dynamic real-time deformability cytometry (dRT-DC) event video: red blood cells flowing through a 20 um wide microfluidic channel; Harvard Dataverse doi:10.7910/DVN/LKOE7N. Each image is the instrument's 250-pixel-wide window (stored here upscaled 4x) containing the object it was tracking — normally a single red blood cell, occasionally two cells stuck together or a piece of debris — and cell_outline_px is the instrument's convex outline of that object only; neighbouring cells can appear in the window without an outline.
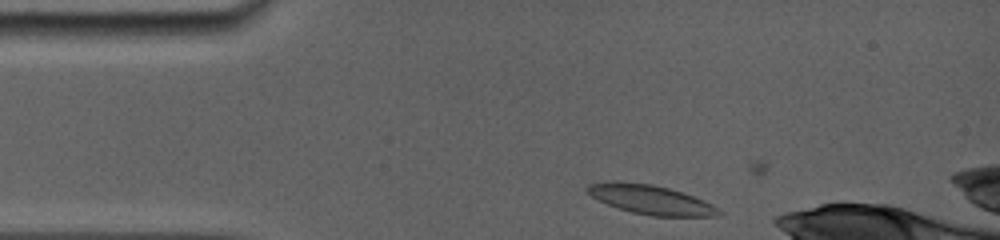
{"species": "common noctule bat (a hibernating species)", "species_latin": "Nyctalus noctula", "temperature_condition": "room temperature", "stored_images_in_passage": 9, "camera_frame_rate_fps": 5000, "um_per_image_px": 0.085, "animal": {"sex": "female", "body_mass_g": 19.0, "forearm_length_mm": 56.7}, "frame": {"image": 1, "passage_image": 3, "time_ms": 0.6, "image_size_px": [1000, 240], "cell_outline_px": [[724, 212], [716, 216], [652, 216], [632, 212], [608, 204], [592, 196], [584, 188], [588, 184], [616, 180], [620, 180], [652, 184], [668, 188], [704, 200], [712, 204]], "centroid_in_image_um": [55.3, 16.95], "position_along_channel_um": 29.7, "area_um2": 22.31}}